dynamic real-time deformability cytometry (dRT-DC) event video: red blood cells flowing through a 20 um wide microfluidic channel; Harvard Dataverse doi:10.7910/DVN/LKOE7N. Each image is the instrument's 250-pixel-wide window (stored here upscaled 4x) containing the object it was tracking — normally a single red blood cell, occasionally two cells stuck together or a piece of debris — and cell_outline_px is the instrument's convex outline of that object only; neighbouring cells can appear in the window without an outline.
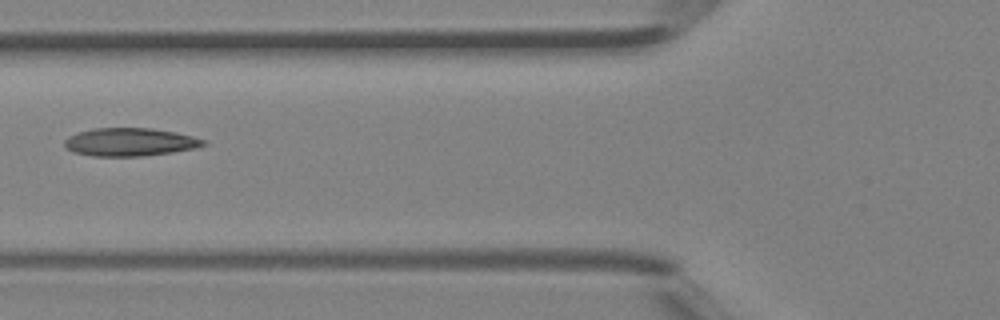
{"species": "Egyptian fruit bat (a non-hibernating species)", "species_latin": "Rousettus aegyptiacus", "temperature_condition": "room temperature", "stored_images_in_passage": 4, "camera_frame_rate_fps": 3000, "um_per_image_px": 0.085, "animal": {"sex": "female"}, "frame": {"image": 1, "passage_image": 4, "time_ms": 1.0, "image_size_px": [1000, 320], "cell_outline_px": [[208, 144], [196, 148], [172, 152], [140, 156], [92, 156], [72, 152], [64, 148], [64, 140], [68, 136], [92, 128], [152, 128], [176, 132], [208, 140]], "centroid_in_image_um": [11.05, 12.07], "position_along_channel_um": 114.8, "area_um2": 22.95}}